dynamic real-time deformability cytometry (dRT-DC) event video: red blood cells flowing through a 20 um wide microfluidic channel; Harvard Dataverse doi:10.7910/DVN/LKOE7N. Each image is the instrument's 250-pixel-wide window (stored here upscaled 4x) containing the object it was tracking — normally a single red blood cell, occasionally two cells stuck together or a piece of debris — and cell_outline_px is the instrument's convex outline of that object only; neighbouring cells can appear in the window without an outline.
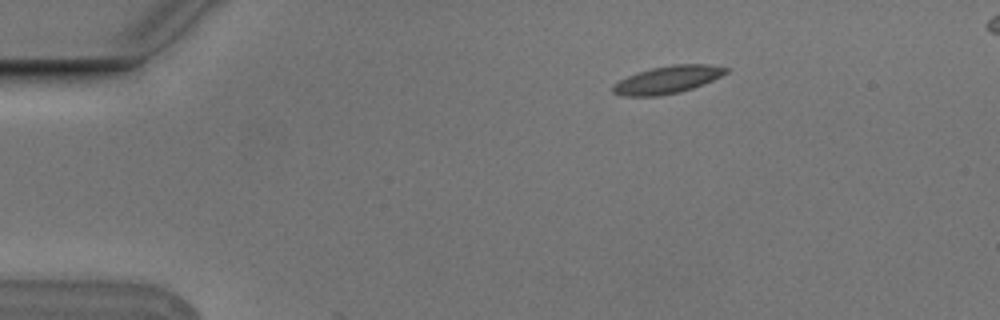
{"species": "Egyptian fruit bat (a non-hibernating species)", "species_latin": "Rousettus aegyptiacus", "temperature_condition": "cold", "stored_images_in_passage": 4, "segment_of_instrument_passage": [1, 2], "camera_frame_rate_fps": 3000, "um_per_image_px": 0.085, "animal": {"sex": "male"}, "frame": {"image": 1, "passage_image": 1, "time_ms": 0.0, "image_size_px": [1000, 320], "cell_outline_px": [[728, 72], [704, 84], [680, 92], [660, 96], [620, 96], [612, 92], [612, 84], [636, 72], [652, 68], [672, 64], [708, 64], [728, 68]], "centroid_in_image_um": [56.7, 6.78], "position_along_channel_um": 28.3, "area_um2": 18.21}}